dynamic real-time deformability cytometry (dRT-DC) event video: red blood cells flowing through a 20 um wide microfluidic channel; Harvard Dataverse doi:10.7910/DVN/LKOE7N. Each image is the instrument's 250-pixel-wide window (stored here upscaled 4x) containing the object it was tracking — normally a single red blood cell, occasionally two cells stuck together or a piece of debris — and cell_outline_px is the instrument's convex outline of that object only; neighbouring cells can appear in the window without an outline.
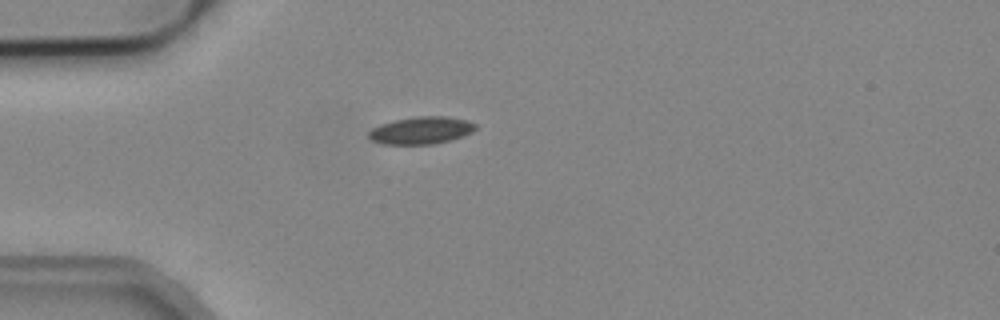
{"species": "common noctule bat (a hibernating species)", "species_latin": "Nyctalus noctula", "temperature_condition": "cold", "stored_images_in_passage": 1, "camera_frame_rate_fps": 3000, "um_per_image_px": 0.085, "animal": {"sex": "male", "body_mass_g": 19.2, "forearm_length_mm": 51.8}, "frame": {"image": 1, "passage_image": 1, "time_ms": 0.0, "image_size_px": [1000, 320], "cell_outline_px": [[476, 128], [472, 132], [464, 136], [452, 140], [432, 144], [380, 144], [372, 140], [368, 136], [368, 132], [372, 128], [380, 124], [396, 120], [416, 116], [448, 116], [468, 120], [476, 124]], "centroid_in_image_um": [35.82, 11.08], "position_along_channel_um": 49.2, "area_um2": 17.17}}